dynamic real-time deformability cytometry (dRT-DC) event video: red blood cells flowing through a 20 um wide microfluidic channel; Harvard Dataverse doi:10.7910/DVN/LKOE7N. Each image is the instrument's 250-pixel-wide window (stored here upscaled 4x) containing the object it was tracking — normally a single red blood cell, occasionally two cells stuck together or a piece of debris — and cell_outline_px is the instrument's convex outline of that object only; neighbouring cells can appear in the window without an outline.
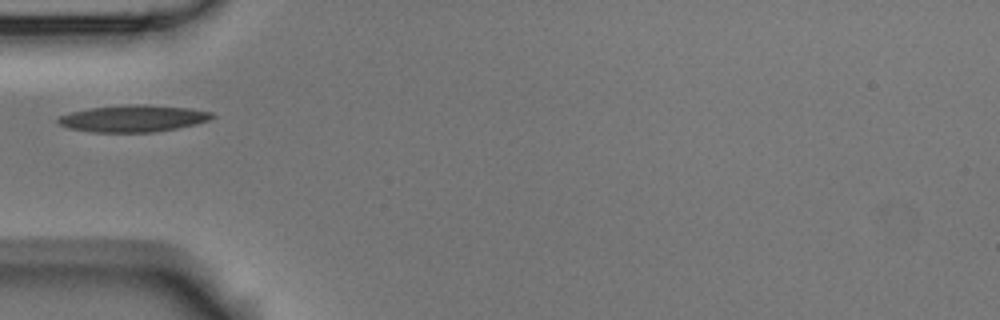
{"species": "Egyptian fruit bat (a non-hibernating species)", "species_latin": "Rousettus aegyptiacus", "temperature_condition": "room temperature", "stored_images_in_passage": 1, "camera_frame_rate_fps": 3000, "um_per_image_px": 0.085, "animal": {"sex": "male"}, "frame": {"image": 1, "passage_image": 1, "time_ms": 0.0, "image_size_px": [1000, 320], "cell_outline_px": [[216, 116], [208, 120], [196, 124], [176, 128], [152, 132], [92, 132], [68, 128], [56, 124], [56, 120], [60, 116], [72, 112], [88, 108], [124, 104], [144, 104], [188, 108], [212, 112]], "centroid_in_image_um": [11.28, 10.06], "position_along_channel_um": 73.7, "area_um2": 24.16}}